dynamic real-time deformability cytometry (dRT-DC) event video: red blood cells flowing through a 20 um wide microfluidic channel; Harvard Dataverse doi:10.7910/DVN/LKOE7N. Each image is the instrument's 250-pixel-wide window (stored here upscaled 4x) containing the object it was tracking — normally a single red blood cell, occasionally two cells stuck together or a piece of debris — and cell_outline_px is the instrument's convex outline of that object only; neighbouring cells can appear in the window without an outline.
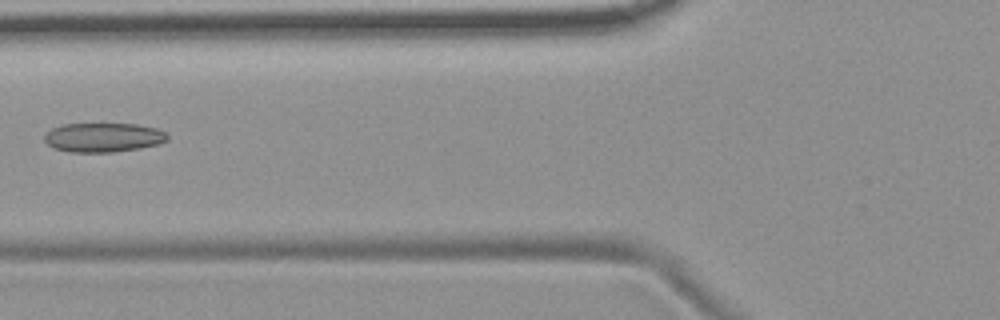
{"species": "common noctule bat (a hibernating species)", "species_latin": "Nyctalus noctula", "temperature_condition": "room temperature", "stored_images_in_passage": 7, "camera_frame_rate_fps": 3000, "um_per_image_px": 0.085, "animal": {"sex": "female", "body_mass_g": 19.9}, "frame": {"image": 1, "passage_image": 6, "time_ms": 7.0, "image_size_px": [1000, 320], "cell_outline_px": [[168, 140], [160, 144], [140, 148], [112, 152], [68, 152], [52, 148], [44, 140], [44, 136], [52, 128], [64, 124], [136, 124], [156, 128], [168, 132]], "centroid_in_image_um": [8.81, 11.69], "position_along_channel_um": 117.0, "area_um2": 21.1}}
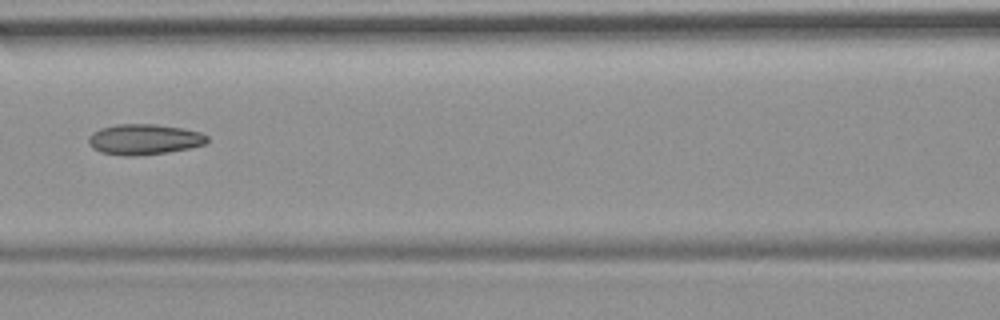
{"frame": {"image": 2, "passage_image": 7, "time_ms": 8.0, "image_size_px": [1000, 320], "cell_outline_px": [[208, 144], [168, 152], [136, 156], [124, 156], [100, 152], [92, 148], [88, 144], [88, 136], [92, 132], [100, 128], [116, 124], [156, 124], [184, 128], [200, 132], [208, 136]], "centroid_in_image_um": [12.24, 11.84], "position_along_channel_um": 154.4, "area_um2": 21.44}}